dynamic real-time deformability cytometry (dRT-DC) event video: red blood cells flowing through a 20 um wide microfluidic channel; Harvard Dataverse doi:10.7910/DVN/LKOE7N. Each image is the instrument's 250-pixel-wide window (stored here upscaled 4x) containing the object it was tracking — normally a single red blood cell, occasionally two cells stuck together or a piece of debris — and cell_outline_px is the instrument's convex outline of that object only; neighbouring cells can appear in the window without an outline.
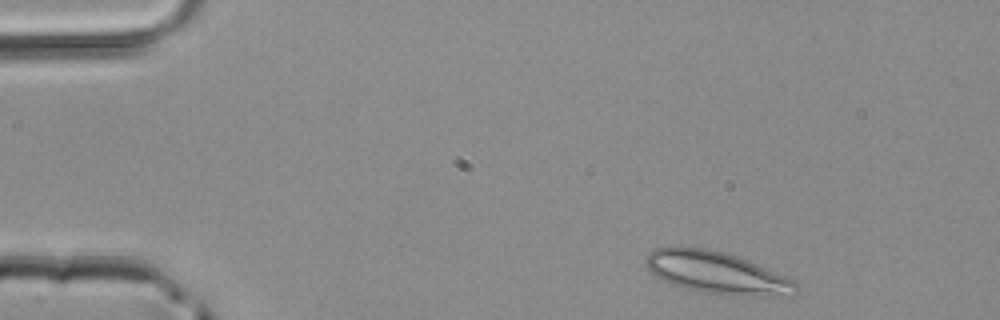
{"species": "common noctule bat (a hibernating species)", "species_latin": "Nyctalus noctula", "temperature_condition": "room temperature", "stored_images_in_passage": 3, "camera_frame_rate_fps": 3000, "um_per_image_px": 0.085, "animal": {"sex": "male", "body_mass_g": 20.4}, "frame": {"image": 1, "passage_image": 1, "time_ms": 0.0, "image_size_px": [1000, 320], "cell_outline_px": [[800, 288], [796, 292], [772, 296], [732, 296], [704, 292], [680, 288], [656, 276], [644, 264], [644, 260], [648, 252], [652, 248], [676, 244], [708, 248], [724, 252], [748, 260], [796, 280]], "centroid_in_image_um": [60.86, 23.14], "position_along_channel_um": 24.1, "area_um2": 37.69}}